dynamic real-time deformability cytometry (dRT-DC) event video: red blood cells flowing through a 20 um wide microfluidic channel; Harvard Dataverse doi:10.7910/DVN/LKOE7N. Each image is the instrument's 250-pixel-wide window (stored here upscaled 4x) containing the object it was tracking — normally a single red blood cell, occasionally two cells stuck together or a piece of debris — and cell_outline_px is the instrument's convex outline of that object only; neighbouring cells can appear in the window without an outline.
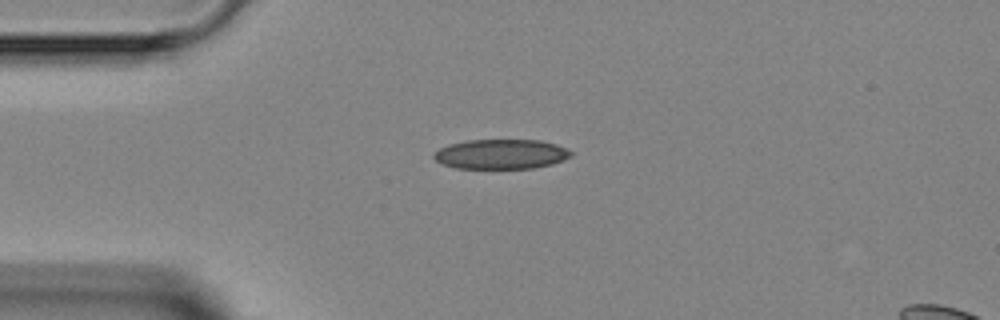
{"species": "Egyptian fruit bat (a non-hibernating species)", "species_latin": "Rousettus aegyptiacus", "temperature_condition": "room temperature", "stored_images_in_passage": 2, "segment_of_instrument_passage": [1, 2], "camera_frame_rate_fps": 3000, "um_per_image_px": 0.085, "animal": {"sex": "female"}, "frame": {"image": 1, "passage_image": 1, "time_ms": 0.0, "image_size_px": [1000, 320], "cell_outline_px": [[572, 156], [564, 160], [552, 164], [536, 168], [456, 168], [444, 164], [436, 160], [432, 156], [440, 148], [448, 144], [468, 140], [540, 140], [556, 144], [568, 148], [572, 152]], "centroid_in_image_um": [42.63, 13.1], "position_along_channel_um": 42.4, "area_um2": 23.81}}